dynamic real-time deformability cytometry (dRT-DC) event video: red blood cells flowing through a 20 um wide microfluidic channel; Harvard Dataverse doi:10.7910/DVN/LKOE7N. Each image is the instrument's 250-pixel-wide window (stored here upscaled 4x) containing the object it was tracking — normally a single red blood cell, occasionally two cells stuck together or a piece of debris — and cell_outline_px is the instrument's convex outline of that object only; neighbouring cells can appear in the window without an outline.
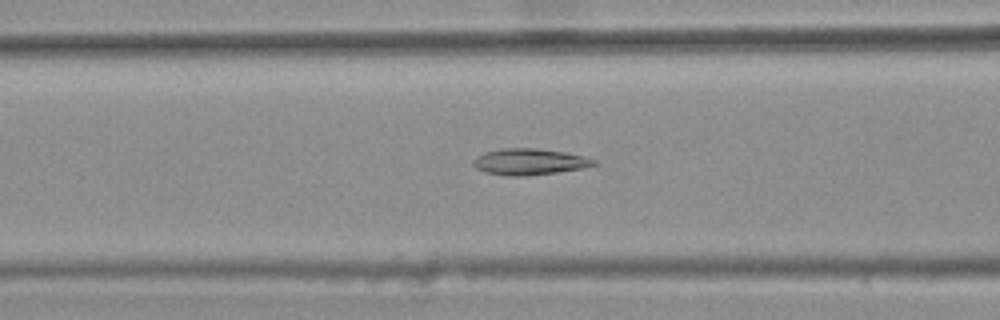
{"species": "common noctule bat (a hibernating species)", "species_latin": "Nyctalus noctula", "temperature_condition": "warm", "stored_images_in_passage": 44, "camera_frame_rate_fps": 3000, "um_per_image_px": 0.085, "animal": {"sex": "female", "body_mass_g": 25.1}, "frame": {"image": 1, "passage_image": 18, "time_ms": 5.667, "image_size_px": [1000, 320], "cell_outline_px": [[596, 164], [580, 168], [556, 172], [524, 176], [504, 176], [484, 172], [476, 168], [472, 164], [472, 160], [476, 156], [484, 152], [500, 148], [536, 148], [564, 152], [584, 156], [596, 160]], "centroid_in_image_um": [44.92, 13.74], "position_along_channel_um": 121.7, "area_um2": 18.5}}
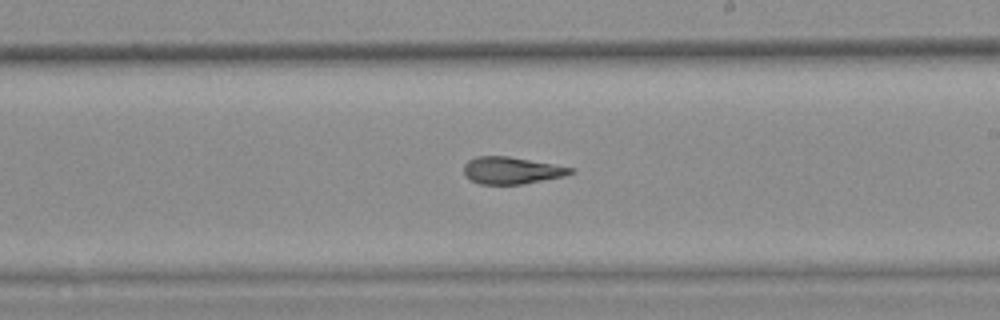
{"frame": {"image": 2, "passage_image": 28, "time_ms": 9.0, "image_size_px": [1000, 320], "cell_outline_px": [[576, 172], [564, 176], [524, 184], [480, 184], [464, 176], [464, 164], [468, 160], [476, 156], [508, 156], [552, 164], [572, 168]], "centroid_in_image_um": [43.46, 14.49], "position_along_channel_um": 245.5, "area_um2": 16.76}}
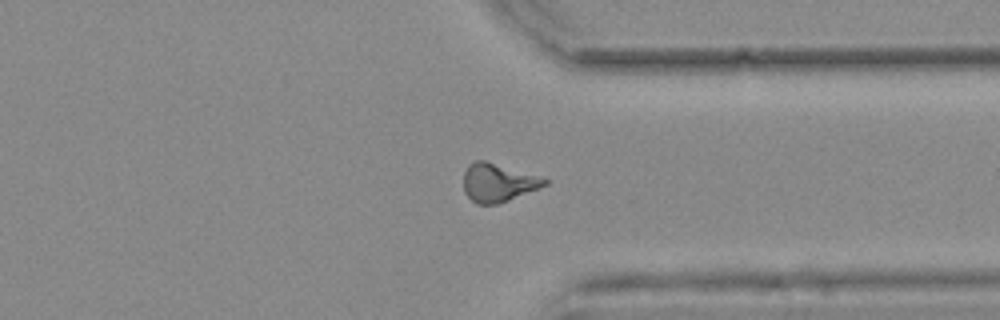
{"frame": {"image": 3, "passage_image": 38, "time_ms": 12.333, "image_size_px": [1000, 320], "cell_outline_px": [[548, 184], [540, 188], [508, 200], [496, 204], [476, 204], [464, 192], [464, 172], [468, 164], [476, 160], [484, 160], [548, 180]], "centroid_in_image_um": [42.29, 15.53], "position_along_channel_um": 369.1, "area_um2": 17.69}, "authors_computed_cell_mechanics": {"area_um2": 17.7157, "velocity_mm_per_s": 3.724, "shape_relaxation_time_tau1_ms": null, "shape_relaxation_time_tau2_ms": 2.5293, "deformation_change_tau1": null, "deformation_change_tau2": 0.0977}}